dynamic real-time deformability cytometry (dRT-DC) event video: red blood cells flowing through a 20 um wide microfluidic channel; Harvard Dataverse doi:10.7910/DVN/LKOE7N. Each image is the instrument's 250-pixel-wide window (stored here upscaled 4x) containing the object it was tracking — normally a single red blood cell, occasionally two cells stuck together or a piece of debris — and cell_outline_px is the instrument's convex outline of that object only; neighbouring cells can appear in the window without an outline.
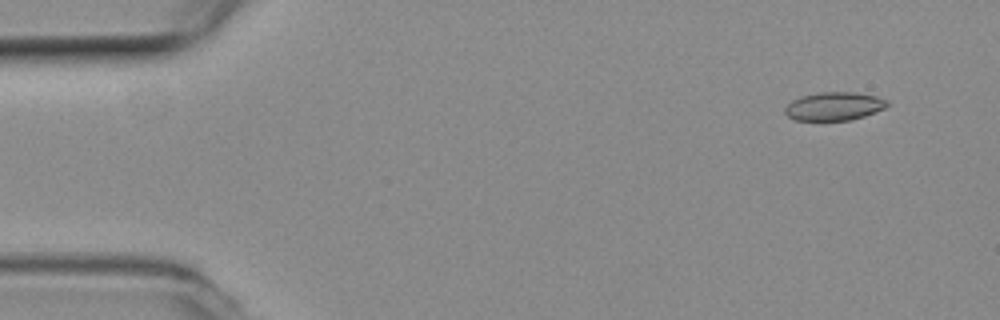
{"species": "common noctule bat (a hibernating species)", "species_latin": "Nyctalus noctula", "temperature_condition": "room temperature", "stored_images_in_passage": 4, "camera_frame_rate_fps": 3000, "um_per_image_px": 0.085, "animal": {"sex": "female", "body_mass_g": 19.3, "forearm_length_mm": 54.1}, "frame": {"image": 1, "passage_image": 2, "time_ms": 0.333, "image_size_px": [1000, 320], "cell_outline_px": [[888, 104], [884, 108], [864, 116], [852, 120], [796, 120], [788, 116], [784, 112], [784, 108], [792, 100], [800, 96], [820, 92], [856, 92], [876, 96], [888, 100]], "centroid_in_image_um": [70.89, 9.02], "position_along_channel_um": 14.1, "area_um2": 16.88}}